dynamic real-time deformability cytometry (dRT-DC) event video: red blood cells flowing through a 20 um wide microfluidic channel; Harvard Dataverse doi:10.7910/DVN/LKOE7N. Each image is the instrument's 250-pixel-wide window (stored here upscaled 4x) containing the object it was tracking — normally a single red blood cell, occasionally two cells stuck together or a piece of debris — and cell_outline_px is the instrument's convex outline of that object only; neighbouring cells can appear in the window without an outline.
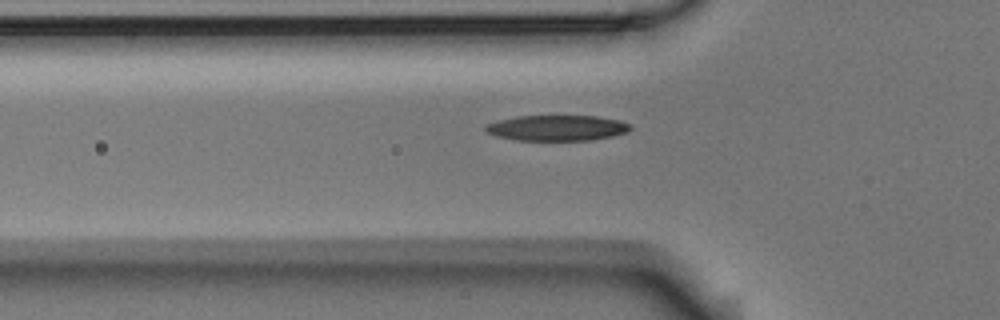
{"species": "Egyptian fruit bat (a non-hibernating species)", "species_latin": "Rousettus aegyptiacus", "temperature_condition": "room temperature", "stored_images_in_passage": 37, "camera_frame_rate_fps": 3000, "um_per_image_px": 0.085, "animal": {"sex": "male"}, "frame": {"image": 1, "passage_image": 7, "time_ms": 2.0, "image_size_px": [1000, 320], "cell_outline_px": [[632, 128], [628, 132], [612, 136], [592, 140], [516, 140], [496, 136], [488, 132], [484, 128], [484, 124], [496, 120], [516, 116], [596, 116], [620, 120], [632, 124]], "centroid_in_image_um": [47.35, 10.87], "position_along_channel_um": 78.5, "area_um2": 21.79}}
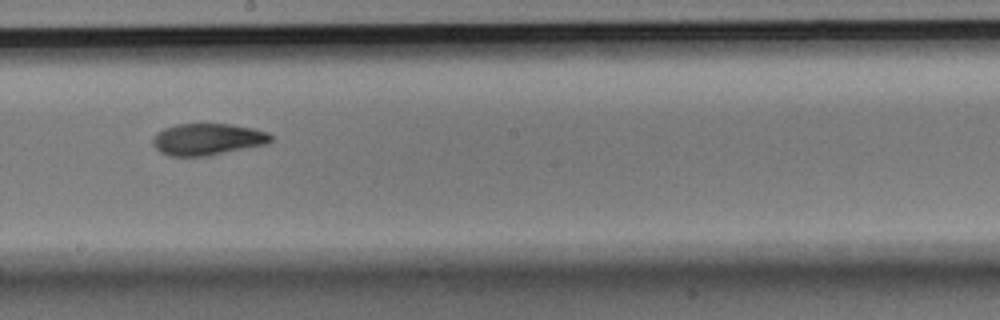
{"frame": {"image": 2, "passage_image": 19, "time_ms": 6.0, "image_size_px": [1000, 320], "cell_outline_px": [[276, 136], [268, 144], [208, 156], [168, 156], [160, 152], [152, 144], [152, 140], [156, 132], [164, 128], [176, 124], [232, 124], [256, 128], [268, 132]], "centroid_in_image_um": [17.68, 11.83], "position_along_channel_um": 230.5, "area_um2": 22.25}}
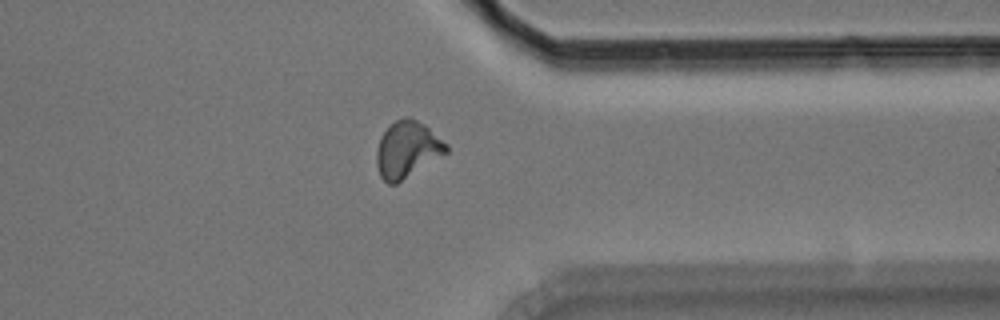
{"frame": {"image": 3, "passage_image": 31, "time_ms": 10.0, "image_size_px": [1000, 320], "cell_outline_px": [[448, 152], [396, 184], [388, 184], [380, 176], [376, 164], [376, 148], [380, 136], [396, 120], [408, 116], [412, 116], [424, 124], [448, 144]], "centroid_in_image_um": [34.6, 12.7], "position_along_channel_um": 376.8, "area_um2": 22.95}}